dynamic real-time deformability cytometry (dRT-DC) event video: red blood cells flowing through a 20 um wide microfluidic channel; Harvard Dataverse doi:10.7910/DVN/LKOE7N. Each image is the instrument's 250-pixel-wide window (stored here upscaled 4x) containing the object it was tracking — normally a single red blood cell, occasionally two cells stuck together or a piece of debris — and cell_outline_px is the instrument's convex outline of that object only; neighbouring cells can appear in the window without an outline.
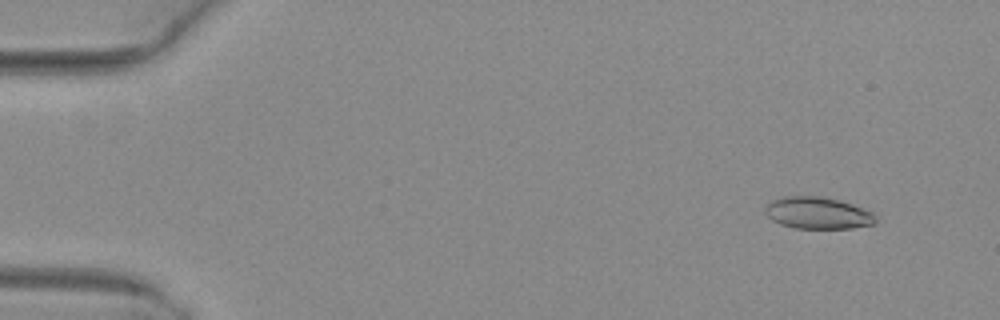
{"species": "common noctule bat (a hibernating species)", "species_latin": "Nyctalus noctula", "temperature_condition": "warm", "stored_images_in_passage": 6, "camera_frame_rate_fps": 3000, "um_per_image_px": 0.085, "animal": {"sex": "female", "body_mass_g": 29.2, "forearm_length_mm": 56.3}, "frame": {"image": 1, "passage_image": 2, "time_ms": 0.333, "image_size_px": [1000, 320], "cell_outline_px": [[876, 224], [852, 228], [796, 228], [780, 224], [772, 220], [764, 212], [764, 208], [772, 200], [784, 196], [820, 196], [852, 204], [864, 208], [872, 212], [876, 216]], "centroid_in_image_um": [69.51, 18.11], "position_along_channel_um": 15.5, "area_um2": 20.52}}